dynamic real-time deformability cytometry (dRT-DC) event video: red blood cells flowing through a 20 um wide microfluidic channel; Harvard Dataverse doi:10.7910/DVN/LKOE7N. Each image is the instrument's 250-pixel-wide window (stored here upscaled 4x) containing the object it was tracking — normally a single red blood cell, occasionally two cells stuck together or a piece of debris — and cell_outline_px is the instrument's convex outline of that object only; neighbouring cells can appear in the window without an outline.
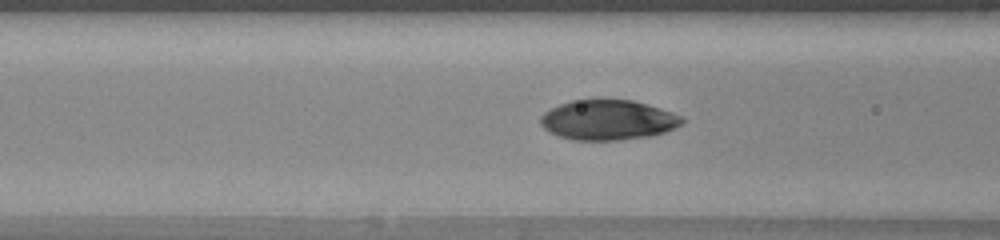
{"species": "human", "species_latin": "Homo sapiens", "temperature_condition": "warm", "stored_images_in_passage": 41, "camera_frame_rate_fps": 3000, "um_per_image_px": 0.085, "donor": {"sex": "female"}, "frame": {"image": 1, "passage_image": 21, "time_ms": 6.667, "image_size_px": [1000, 240], "cell_outline_px": [[684, 124], [676, 128], [664, 132], [648, 136], [620, 140], [572, 140], [548, 132], [540, 124], [540, 116], [544, 112], [560, 104], [572, 100], [596, 96], [632, 100], [660, 108], [672, 112], [680, 116], [684, 120]], "centroid_in_image_um": [51.65, 10.16], "position_along_channel_um": 114.9, "area_um2": 33.81}}
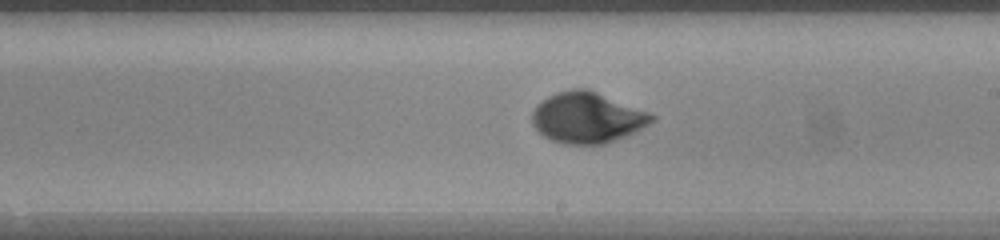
{"frame": {"image": 2, "passage_image": 30, "time_ms": 9.667, "image_size_px": [1000, 240], "cell_outline_px": [[656, 120], [636, 132], [616, 140], [604, 144], [564, 144], [552, 140], [544, 136], [532, 124], [532, 112], [536, 104], [548, 96], [556, 92], [572, 88], [588, 88], [648, 112], [656, 116]], "centroid_in_image_um": [49.92, 9.99], "position_along_channel_um": 239.1, "area_um2": 35.6}}
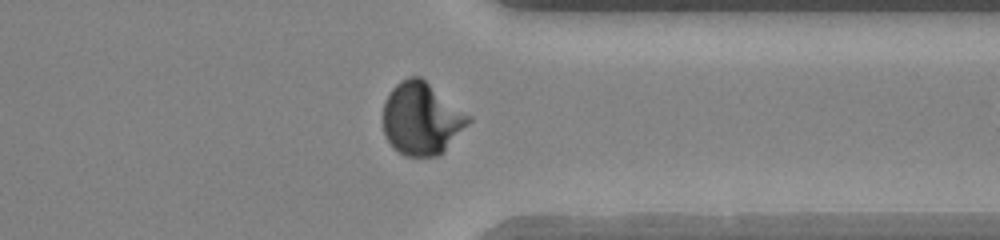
{"frame": {"image": 3, "passage_image": 40, "time_ms": 13.0, "image_size_px": [1000, 240], "cell_outline_px": [[472, 120], [444, 152], [436, 156], [404, 156], [388, 140], [384, 132], [384, 100], [392, 88], [400, 80], [408, 76], [420, 76], [472, 116]], "centroid_in_image_um": [35.86, 10.06], "position_along_channel_um": 375.5, "area_um2": 36.07}}